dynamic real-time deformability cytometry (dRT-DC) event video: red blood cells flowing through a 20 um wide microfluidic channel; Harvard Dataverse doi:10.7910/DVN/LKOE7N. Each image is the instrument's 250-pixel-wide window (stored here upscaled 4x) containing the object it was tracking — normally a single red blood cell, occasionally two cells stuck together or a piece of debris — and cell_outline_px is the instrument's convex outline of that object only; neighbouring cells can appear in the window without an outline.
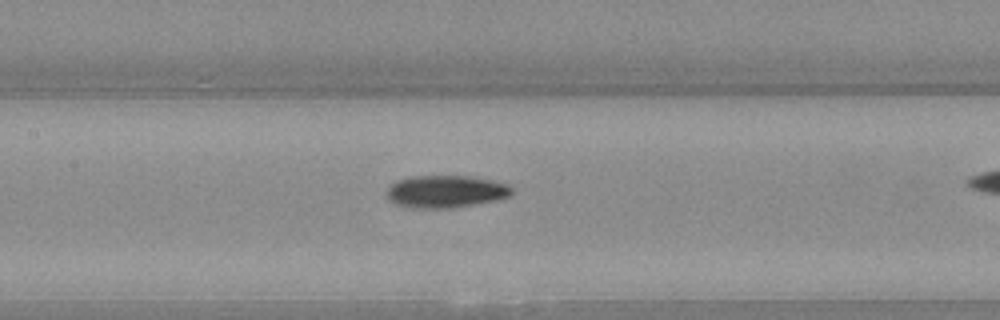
{"species": "Egyptian fruit bat (a non-hibernating species)", "species_latin": "Rousettus aegyptiacus", "temperature_condition": "warm", "stored_images_in_passage": 29, "camera_frame_rate_fps": 3000, "um_per_image_px": 0.085, "animal": {"sex": "female"}, "frame": {"image": 1, "passage_image": 13, "time_ms": 4.0, "image_size_px": [1000, 320], "cell_outline_px": [[512, 192], [508, 196], [496, 200], [448, 208], [412, 208], [396, 204], [388, 200], [388, 188], [396, 180], [412, 176], [472, 176], [492, 180], [508, 184], [512, 188]], "centroid_in_image_um": [37.87, 16.27], "position_along_channel_um": 169.5, "area_um2": 23.47}}